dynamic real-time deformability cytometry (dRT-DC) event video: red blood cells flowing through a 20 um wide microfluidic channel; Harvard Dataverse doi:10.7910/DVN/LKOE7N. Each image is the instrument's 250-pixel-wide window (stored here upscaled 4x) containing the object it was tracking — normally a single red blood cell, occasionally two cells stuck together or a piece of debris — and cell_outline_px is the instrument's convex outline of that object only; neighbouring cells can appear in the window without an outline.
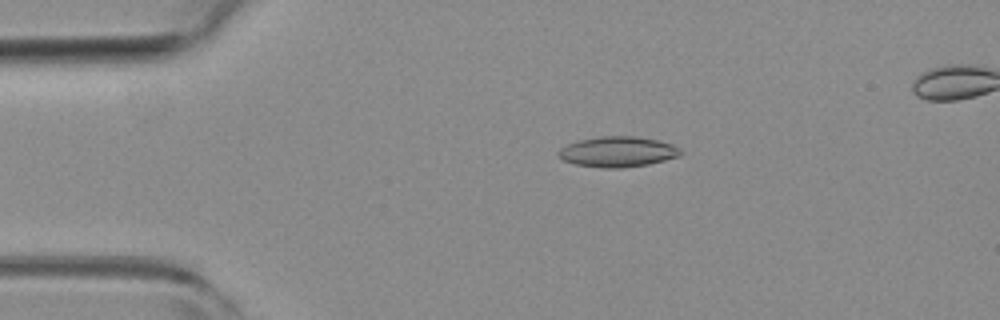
{"species": "common noctule bat (a hibernating species)", "species_latin": "Nyctalus noctula", "temperature_condition": "room temperature", "stored_images_in_passage": 6, "segment_of_instrument_passage": [1, 2], "camera_frame_rate_fps": 3000, "um_per_image_px": 0.085, "animal": {"sex": "female", "body_mass_g": 19.3, "forearm_length_mm": 54.1}, "frame": {"image": 1, "passage_image": 4, "time_ms": 1.0, "image_size_px": [1000, 320], "cell_outline_px": [[680, 156], [648, 164], [620, 168], [604, 168], [576, 164], [564, 160], [556, 152], [560, 148], [568, 144], [580, 140], [600, 136], [636, 136], [656, 140], [672, 144], [680, 148]], "centroid_in_image_um": [52.5, 12.89], "position_along_channel_um": 32.5, "area_um2": 21.44}}